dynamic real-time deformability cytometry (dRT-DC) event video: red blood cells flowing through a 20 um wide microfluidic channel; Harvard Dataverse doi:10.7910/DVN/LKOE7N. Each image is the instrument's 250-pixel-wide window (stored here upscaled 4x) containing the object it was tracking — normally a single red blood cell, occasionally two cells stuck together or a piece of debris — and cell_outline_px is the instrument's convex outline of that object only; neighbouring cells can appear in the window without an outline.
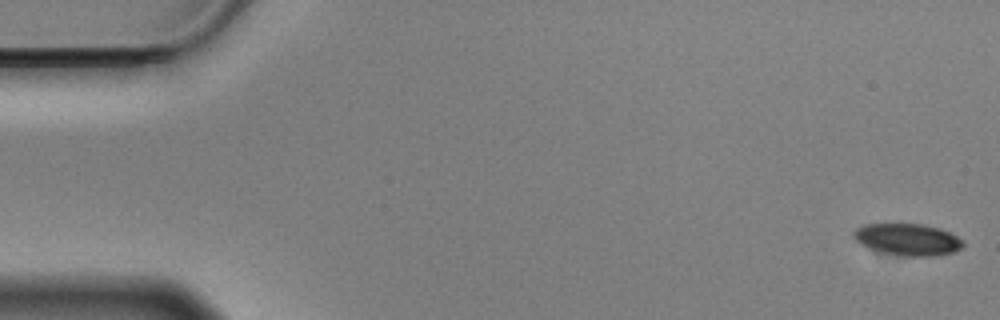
{"species": "Egyptian fruit bat (a non-hibernating species)", "species_latin": "Rousettus aegyptiacus", "temperature_condition": "cold", "stored_images_in_passage": 57, "camera_frame_rate_fps": 3000, "um_per_image_px": 0.085, "animal": {"sex": "male"}, "frame": {"image": 1, "passage_image": 1, "time_ms": 0.0, "image_size_px": [1000, 320], "cell_outline_px": [[964, 244], [960, 248], [952, 252], [932, 256], [904, 256], [884, 252], [860, 244], [852, 236], [852, 232], [856, 228], [864, 224], [924, 224], [940, 228], [964, 240]], "centroid_in_image_um": [77.14, 20.34], "position_along_channel_um": 7.9, "area_um2": 20.11}}
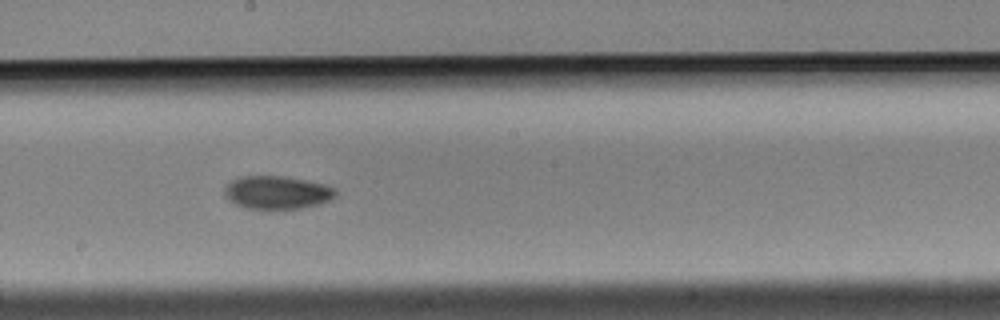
{"frame": {"image": 2, "passage_image": 31, "time_ms": 10.0, "image_size_px": [1000, 320], "cell_outline_px": [[336, 196], [332, 200], [320, 204], [300, 208], [248, 208], [236, 204], [228, 200], [224, 196], [224, 188], [232, 180], [240, 176], [280, 176], [304, 180], [324, 184], [336, 188]], "centroid_in_image_um": [23.56, 16.35], "position_along_channel_um": 224.6, "area_um2": 21.33}}
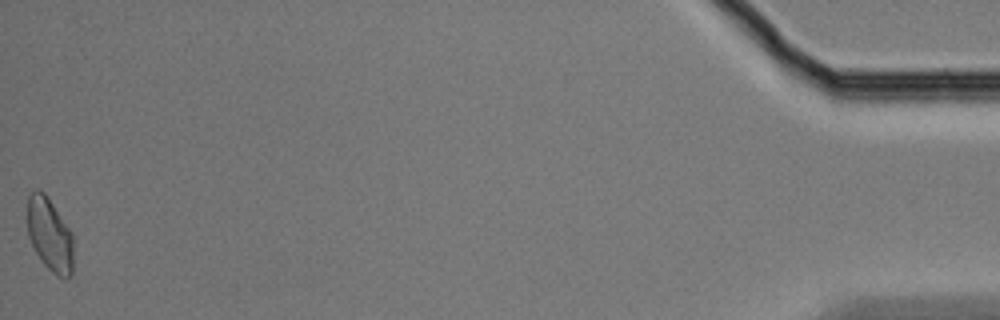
{"frame": {"image": 3, "passage_image": 57, "time_ms": 18.667, "image_size_px": [1000, 320], "cell_outline_px": [[72, 276], [56, 276], [44, 264], [36, 252], [28, 236], [24, 216], [28, 196], [36, 188], [40, 188], [48, 196], [72, 232]], "centroid_in_image_um": [4.17, 19.86], "position_along_channel_um": 431.0, "area_um2": 20.17}, "authors_computed_cell_mechanics": {"area_um2": 20.7502, "velocity_mm_per_s": 3.5155, "shape_relaxation_time_tau1_ms": 4.0368, "shape_relaxation_time_tau2_ms": 6.892, "deformation_change_tau1": 0.0898, "deformation_change_tau2": 0.0881}}